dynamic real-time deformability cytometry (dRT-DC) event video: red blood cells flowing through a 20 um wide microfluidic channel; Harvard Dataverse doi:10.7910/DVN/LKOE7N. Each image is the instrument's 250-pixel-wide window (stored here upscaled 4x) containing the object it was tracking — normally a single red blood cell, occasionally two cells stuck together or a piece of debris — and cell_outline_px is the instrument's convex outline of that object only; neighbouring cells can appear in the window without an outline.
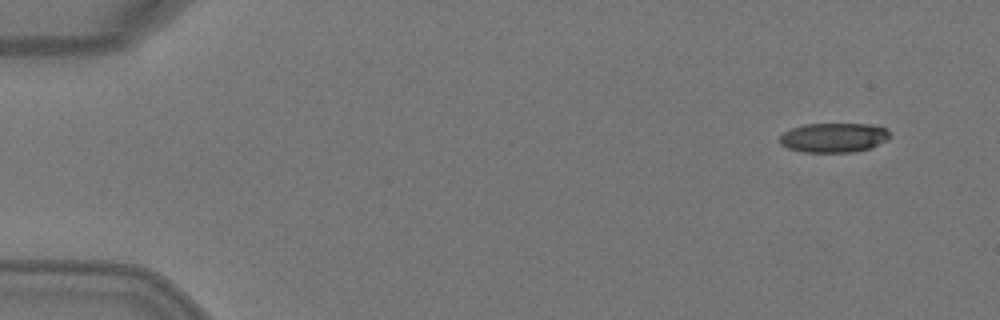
{"species": "Egyptian fruit bat (a non-hibernating species)", "species_latin": "Rousettus aegyptiacus", "temperature_condition": "warm", "stored_images_in_passage": 4, "camera_frame_rate_fps": 3000, "um_per_image_px": 0.085, "animal": {"sex": "female"}, "frame": {"image": 1, "passage_image": 1, "time_ms": 0.0, "image_size_px": [1000, 320], "cell_outline_px": [[888, 140], [872, 148], [852, 152], [804, 152], [788, 148], [780, 144], [780, 136], [784, 132], [792, 128], [804, 124], [872, 124], [888, 128]], "centroid_in_image_um": [70.89, 11.7], "position_along_channel_um": 14.1, "area_um2": 19.02}}
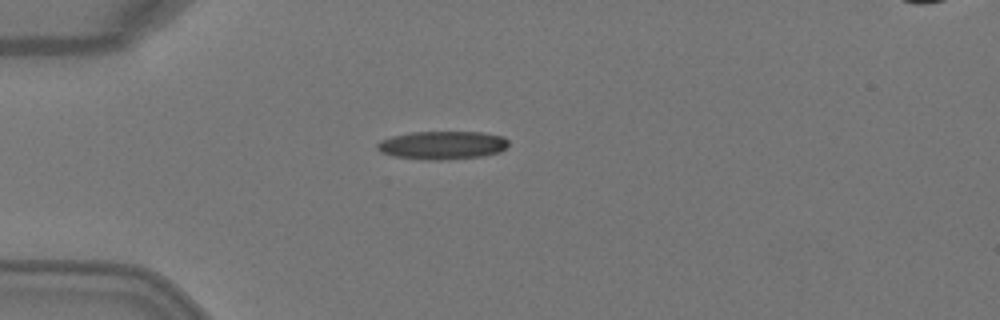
{"frame": {"image": 2, "passage_image": 4, "time_ms": 1.0, "image_size_px": [1000, 320], "cell_outline_px": [[508, 144], [500, 152], [484, 156], [448, 160], [424, 160], [392, 156], [380, 152], [376, 148], [376, 144], [380, 140], [392, 136], [412, 132], [480, 132], [504, 136], [508, 140]], "centroid_in_image_um": [37.58, 12.35], "position_along_channel_um": 47.4, "area_um2": 21.91}}